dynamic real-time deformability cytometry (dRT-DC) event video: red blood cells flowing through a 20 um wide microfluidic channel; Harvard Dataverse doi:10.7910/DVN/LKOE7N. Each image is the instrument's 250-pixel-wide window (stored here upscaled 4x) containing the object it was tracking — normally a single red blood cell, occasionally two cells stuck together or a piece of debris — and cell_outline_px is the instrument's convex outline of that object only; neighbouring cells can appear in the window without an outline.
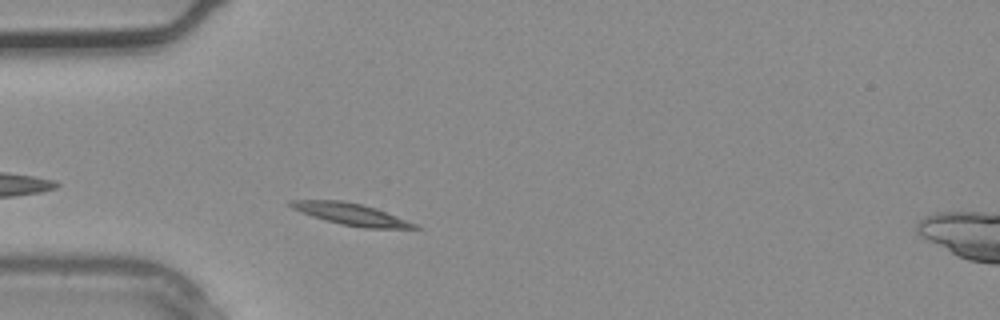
{"species": "common noctule bat (a hibernating species)", "species_latin": "Nyctalus noctula", "temperature_condition": "warm", "stored_images_in_passage": 2, "camera_frame_rate_fps": 3000, "um_per_image_px": 0.085, "animal": {"sex": "male", "body_mass_g": 20.4}, "frame": {"image": 1, "passage_image": 2, "time_ms": 0.333, "image_size_px": [1000, 320], "cell_outline_px": [[420, 228], [364, 228], [340, 224], [312, 216], [300, 212], [292, 208], [288, 204], [288, 200], [340, 200], [360, 204], [376, 208], [416, 224]], "centroid_in_image_um": [29.78, 18.2], "position_along_channel_um": 55.2, "area_um2": 15.49}}